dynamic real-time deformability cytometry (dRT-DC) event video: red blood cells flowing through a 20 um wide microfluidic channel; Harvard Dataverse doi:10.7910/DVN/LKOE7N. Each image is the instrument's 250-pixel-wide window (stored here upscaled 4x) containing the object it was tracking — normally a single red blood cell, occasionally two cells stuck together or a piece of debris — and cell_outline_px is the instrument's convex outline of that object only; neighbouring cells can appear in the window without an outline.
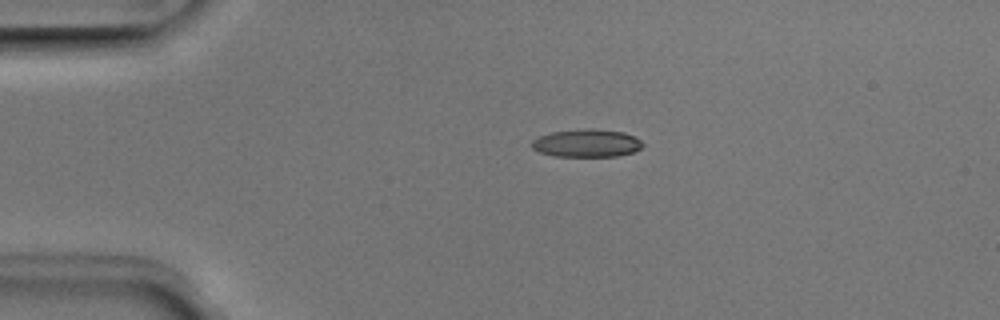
{"species": "Egyptian fruit bat (a non-hibernating species)", "species_latin": "Rousettus aegyptiacus", "temperature_condition": "room temperature", "stored_images_in_passage": 41, "camera_frame_rate_fps": 3000, "um_per_image_px": 0.085, "animal": {"sex": "male"}, "frame": {"image": 1, "passage_image": 1, "time_ms": 0.0, "image_size_px": [1000, 320], "cell_outline_px": [[644, 144], [636, 152], [616, 156], [556, 156], [540, 152], [532, 148], [532, 140], [540, 136], [552, 132], [588, 128], [592, 128], [624, 132], [636, 136]], "centroid_in_image_um": [49.92, 12.16], "position_along_channel_um": 35.1, "area_um2": 18.03}}
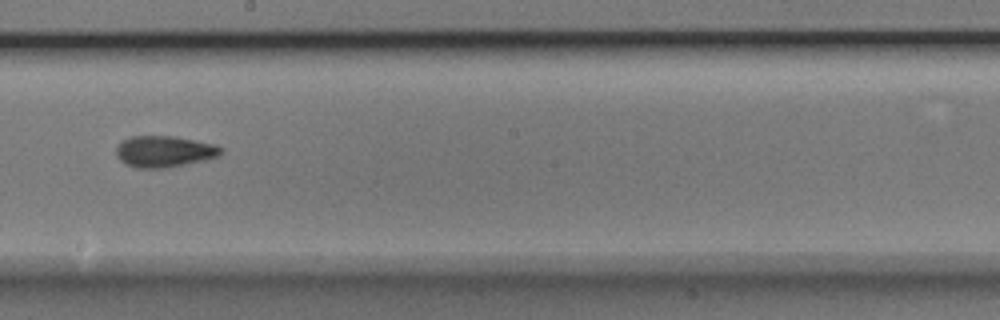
{"frame": {"image": 2, "passage_image": 19, "time_ms": 6.0, "image_size_px": [1000, 320], "cell_outline_px": [[224, 148], [216, 156], [204, 160], [168, 168], [136, 168], [124, 164], [116, 156], [116, 148], [120, 140], [132, 136], [176, 136], [216, 144]], "centroid_in_image_um": [13.92, 12.87], "position_along_channel_um": 234.3, "area_um2": 19.36}}
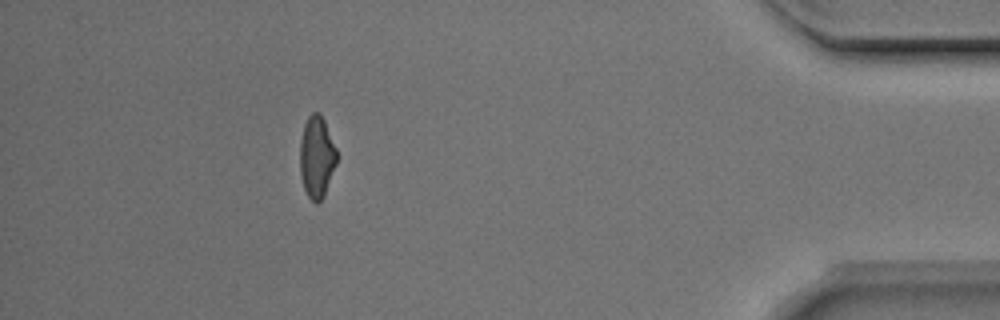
{"frame": {"image": 3, "passage_image": 36, "time_ms": 11.667, "image_size_px": [1000, 320], "cell_outline_px": [[336, 164], [324, 196], [316, 204], [308, 196], [304, 188], [300, 176], [300, 140], [304, 124], [308, 116], [312, 112], [320, 112], [324, 120], [336, 148]], "centroid_in_image_um": [26.91, 13.33], "position_along_channel_um": 408.3, "area_um2": 17.51}, "authors_computed_cell_mechanics": {"area_um2": 18.1492, "velocity_mm_per_s": 3.9868, "shape_relaxation_time_tau1_ms": 3.869, "shape_relaxation_time_tau2_ms": 2.7967, "deformation_change_tau1": 0.1483, "deformation_change_tau2": 0.1053}}